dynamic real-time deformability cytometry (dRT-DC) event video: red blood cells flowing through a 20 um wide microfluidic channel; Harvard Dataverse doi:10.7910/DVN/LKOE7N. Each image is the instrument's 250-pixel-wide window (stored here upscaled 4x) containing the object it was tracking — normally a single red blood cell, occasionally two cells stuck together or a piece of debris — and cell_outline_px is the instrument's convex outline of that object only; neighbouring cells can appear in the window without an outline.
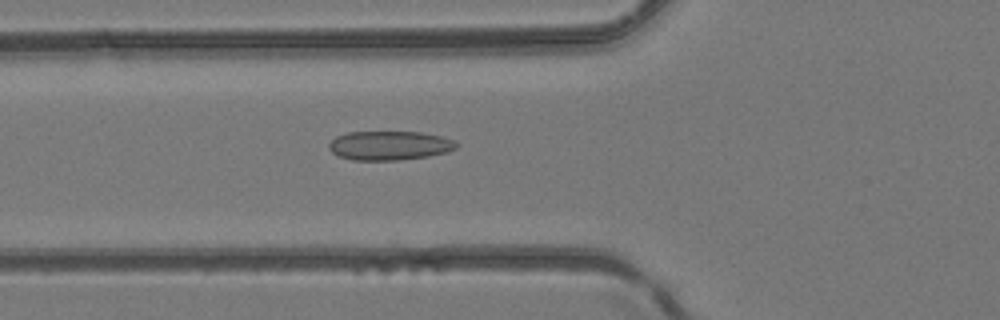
{"species": "common noctule bat (a hibernating species)", "species_latin": "Nyctalus noctula", "temperature_condition": "room temperature", "stored_images_in_passage": 47, "camera_frame_rate_fps": 3000, "um_per_image_px": 0.085, "animal": {"sex": "female", "body_mass_g": 24.6, "forearm_length_mm": 56.2}, "frame": {"image": 1, "passage_image": 18, "time_ms": 5.667, "image_size_px": [1000, 320], "cell_outline_px": [[460, 144], [456, 148], [448, 152], [428, 156], [400, 160], [352, 160], [340, 156], [332, 152], [328, 148], [328, 144], [336, 136], [348, 132], [420, 132], [440, 136], [456, 140]], "centroid_in_image_um": [33.13, 12.37], "position_along_channel_um": 92.7, "area_um2": 21.73}}
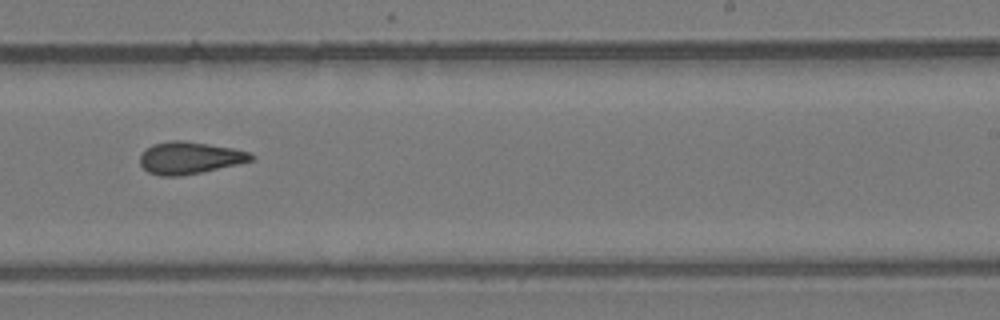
{"frame": {"image": 2, "passage_image": 30, "time_ms": 9.667, "image_size_px": [1000, 320], "cell_outline_px": [[256, 156], [252, 160], [236, 164], [200, 172], [180, 176], [160, 176], [148, 172], [140, 164], [140, 156], [144, 148], [152, 144], [168, 140], [184, 140], [232, 148], [248, 152]], "centroid_in_image_um": [16.06, 13.4], "position_along_channel_um": 272.9, "area_um2": 20.75}}
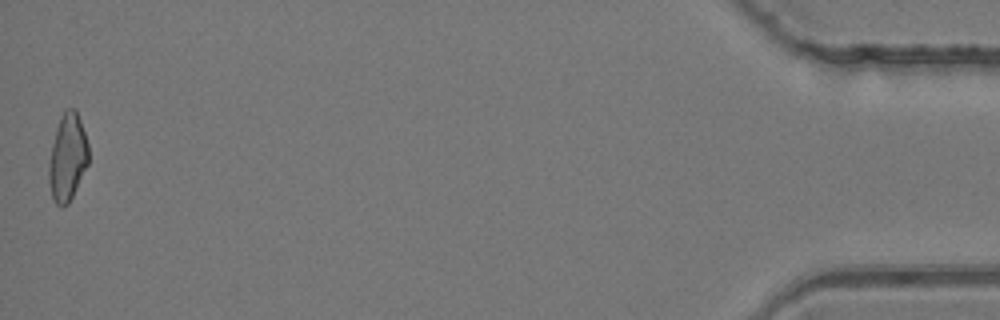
{"frame": {"image": 3, "passage_image": 47, "time_ms": 15.333, "image_size_px": [1000, 320], "cell_outline_px": [[88, 164], [68, 204], [60, 208], [52, 200], [48, 180], [48, 164], [52, 144], [56, 128], [64, 108], [76, 108], [88, 144]], "centroid_in_image_um": [5.72, 13.38], "position_along_channel_um": 429.5, "area_um2": 20.29}}